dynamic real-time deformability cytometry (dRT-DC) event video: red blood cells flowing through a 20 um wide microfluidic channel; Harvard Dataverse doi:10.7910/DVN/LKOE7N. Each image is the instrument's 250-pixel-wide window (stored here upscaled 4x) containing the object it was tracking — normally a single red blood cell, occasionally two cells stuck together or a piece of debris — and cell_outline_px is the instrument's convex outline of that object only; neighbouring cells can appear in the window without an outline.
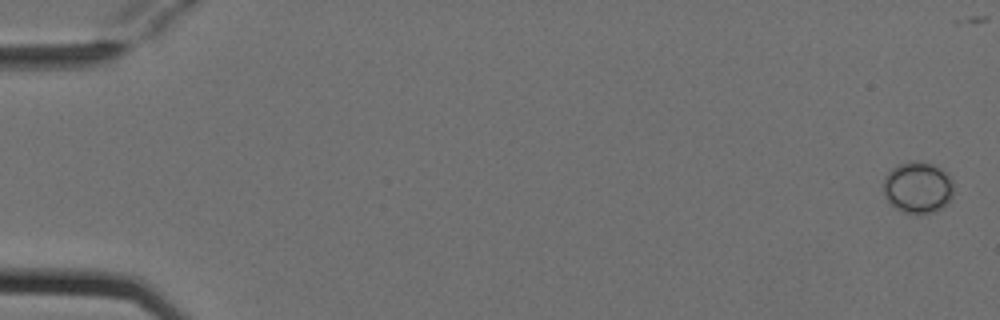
{"species": "Egyptian fruit bat (a non-hibernating species)", "species_latin": "Rousettus aegyptiacus", "temperature_condition": "cold", "stored_images_in_passage": 5, "camera_frame_rate_fps": 3000, "um_per_image_px": 0.085, "animal": {"sex": "female"}, "frame": {"image": 1, "passage_image": 1, "time_ms": 0.0, "image_size_px": [1000, 320], "cell_outline_px": [[952, 196], [940, 208], [932, 212], [920, 216], [904, 212], [896, 208], [884, 196], [884, 176], [892, 168], [908, 160], [912, 160], [932, 164], [948, 172], [952, 180]], "centroid_in_image_um": [78.0, 15.93], "position_along_channel_um": 7.0, "area_um2": 21.15}}
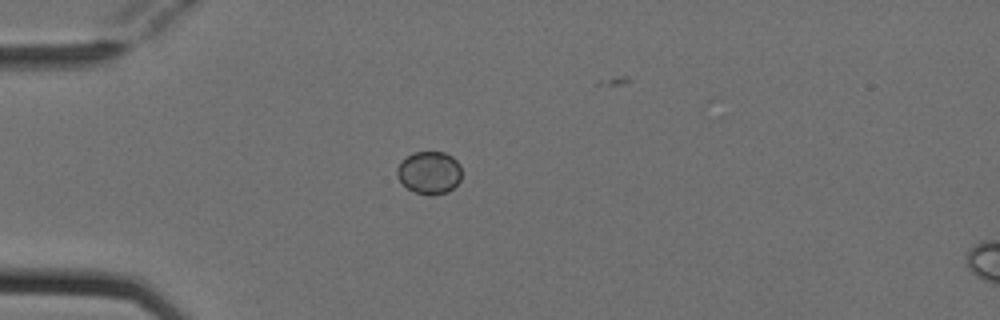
{"frame": {"image": 2, "passage_image": 4, "time_ms": 1.0, "image_size_px": [1000, 320], "cell_outline_px": [[460, 180], [448, 192], [428, 196], [416, 192], [408, 188], [396, 176], [396, 168], [400, 160], [412, 152], [444, 152], [452, 156], [460, 164]], "centroid_in_image_um": [36.46, 14.66], "position_along_channel_um": 48.5, "area_um2": 16.18}}